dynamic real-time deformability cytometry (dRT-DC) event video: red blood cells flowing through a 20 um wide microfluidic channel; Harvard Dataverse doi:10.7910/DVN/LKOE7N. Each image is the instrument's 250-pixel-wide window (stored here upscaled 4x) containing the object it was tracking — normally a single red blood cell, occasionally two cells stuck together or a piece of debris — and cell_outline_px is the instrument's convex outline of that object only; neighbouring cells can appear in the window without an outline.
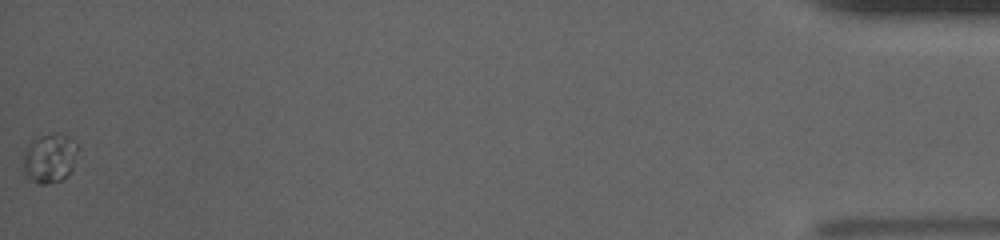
{"species": "human", "species_latin": "Homo sapiens", "temperature_condition": "cold", "stored_images_in_passage": 51, "camera_frame_rate_fps": 3000, "um_per_image_px": 0.085, "donor": {"sex": "male"}, "frame": {"image": 1, "passage_image": 51, "time_ms": 16.667, "image_size_px": [1000, 240], "cell_outline_px": [[80, 148], [72, 172], [64, 180], [44, 184], [36, 184], [28, 180], [24, 176], [20, 168], [20, 160], [28, 140], [32, 136], [52, 132], [60, 132], [72, 136]], "centroid_in_image_um": [4.17, 13.41], "position_along_channel_um": 431.0, "area_um2": 17.51}}